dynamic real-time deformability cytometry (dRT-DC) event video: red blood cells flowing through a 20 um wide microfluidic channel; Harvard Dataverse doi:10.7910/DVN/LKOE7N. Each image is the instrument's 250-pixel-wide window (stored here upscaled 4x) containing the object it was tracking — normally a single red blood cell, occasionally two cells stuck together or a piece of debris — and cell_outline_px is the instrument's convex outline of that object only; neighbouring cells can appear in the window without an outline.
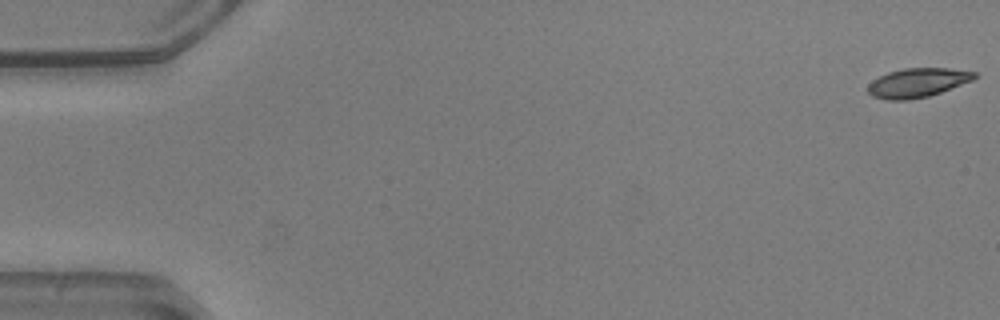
{"species": "common noctule bat (a hibernating species)", "species_latin": "Nyctalus noctula", "temperature_condition": "warm", "stored_images_in_passage": 52, "camera_frame_rate_fps": 3000, "um_per_image_px": 0.085, "animal": {"sex": "male", "body_mass_g": 20.5, "forearm_length_mm": 52.5}, "frame": {"image": 1, "passage_image": 1, "time_ms": 0.0, "image_size_px": [1000, 320], "cell_outline_px": [[976, 76], [972, 80], [940, 92], [928, 96], [908, 100], [888, 100], [872, 96], [868, 92], [868, 84], [872, 80], [888, 72], [904, 68], [948, 68], [976, 72]], "centroid_in_image_um": [77.95, 7.03], "position_along_channel_um": 7.0, "area_um2": 17.92}}
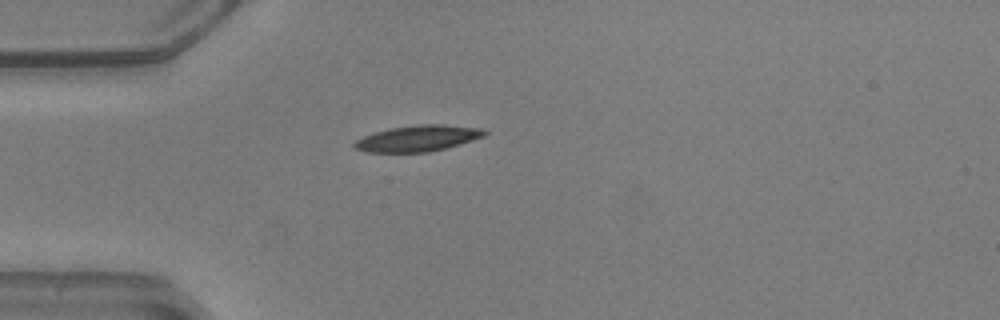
{"frame": {"image": 2, "passage_image": 15, "time_ms": 4.667, "image_size_px": [1000, 320], "cell_outline_px": [[488, 132], [484, 136], [472, 140], [444, 148], [428, 152], [368, 152], [352, 148], [352, 144], [356, 140], [364, 136], [388, 128], [420, 124], [444, 124], [484, 128]], "centroid_in_image_um": [35.51, 11.75], "position_along_channel_um": 49.5, "area_um2": 19.77}}
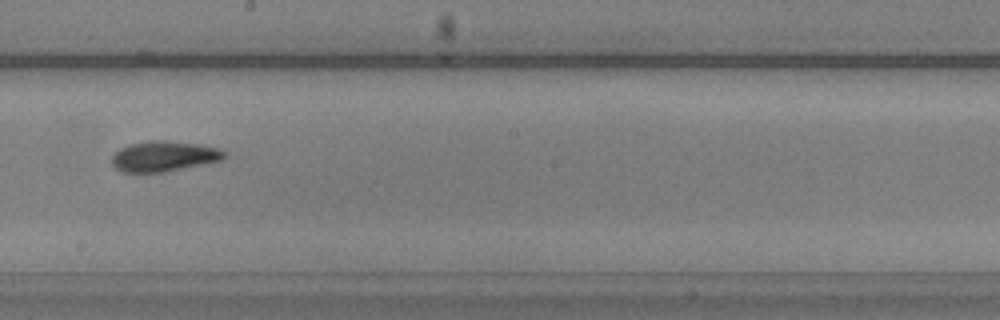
{"frame": {"image": 3, "passage_image": 30, "time_ms": 9.667, "image_size_px": [1000, 320], "cell_outline_px": [[228, 156], [220, 160], [164, 172], [120, 172], [112, 164], [112, 156], [120, 148], [128, 144], [152, 140], [164, 140], [200, 144], [216, 148], [224, 152]], "centroid_in_image_um": [13.89, 13.27], "position_along_channel_um": 234.3, "area_um2": 19.77}, "authors_computed_cell_mechanics": {"area_um2": 19.363, "velocity_mm_per_s": 3.9283, "shape_relaxation_time_tau1_ms": 4.9539, "shape_relaxation_time_tau2_ms": 3.2843, "deformation_change_tau1": 0.18, "deformation_change_tau2": 0.1024}}